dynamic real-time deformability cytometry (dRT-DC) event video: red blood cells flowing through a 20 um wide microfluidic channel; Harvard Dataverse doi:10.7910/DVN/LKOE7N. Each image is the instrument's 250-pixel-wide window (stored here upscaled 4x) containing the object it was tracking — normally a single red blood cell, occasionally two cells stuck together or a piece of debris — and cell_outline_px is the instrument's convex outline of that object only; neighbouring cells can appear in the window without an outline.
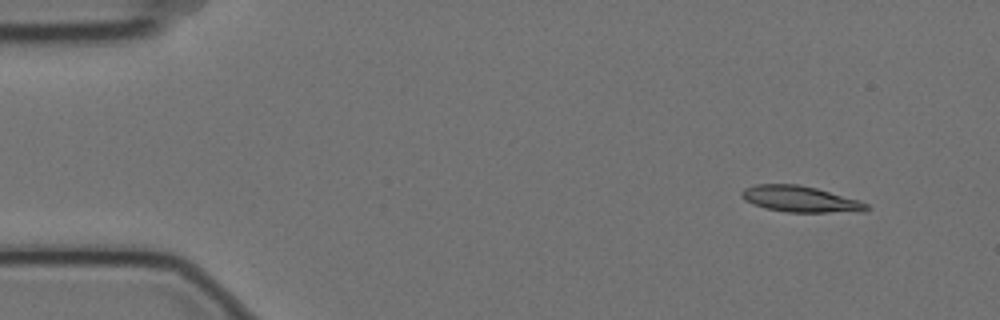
{"species": "Egyptian fruit bat (a non-hibernating species)", "species_latin": "Rousettus aegyptiacus", "temperature_condition": "cold", "stored_images_in_passage": 4, "camera_frame_rate_fps": 3000, "um_per_image_px": 0.085, "animal": {"sex": "female"}, "frame": {"image": 1, "passage_image": 1, "time_ms": 0.0, "image_size_px": [1000, 320], "cell_outline_px": [[872, 208], [864, 212], [788, 212], [764, 208], [752, 204], [744, 200], [740, 196], [740, 192], [744, 188], [756, 184], [796, 184], [816, 188], [860, 200], [868, 204]], "centroid_in_image_um": [68.04, 16.93], "position_along_channel_um": 17.0, "area_um2": 19.25}}
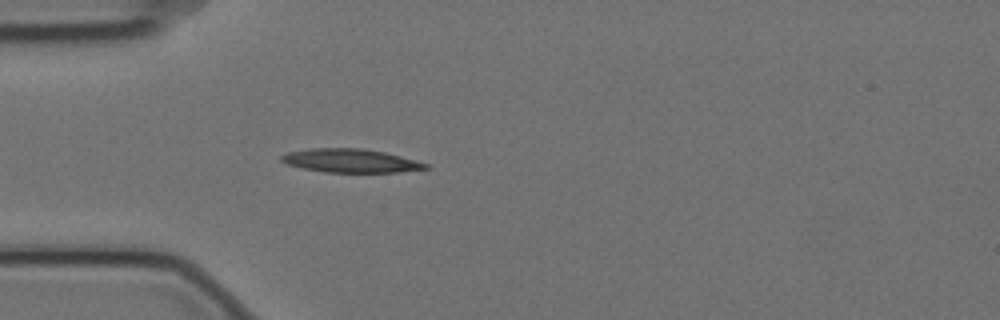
{"frame": {"image": 2, "passage_image": 4, "time_ms": 1.0, "image_size_px": [1000, 320], "cell_outline_px": [[428, 168], [400, 172], [324, 172], [304, 168], [288, 164], [280, 160], [280, 156], [288, 152], [308, 148], [364, 148], [384, 152], [400, 156], [428, 164]], "centroid_in_image_um": [29.77, 13.65], "position_along_channel_um": 55.2, "area_um2": 19.65}}